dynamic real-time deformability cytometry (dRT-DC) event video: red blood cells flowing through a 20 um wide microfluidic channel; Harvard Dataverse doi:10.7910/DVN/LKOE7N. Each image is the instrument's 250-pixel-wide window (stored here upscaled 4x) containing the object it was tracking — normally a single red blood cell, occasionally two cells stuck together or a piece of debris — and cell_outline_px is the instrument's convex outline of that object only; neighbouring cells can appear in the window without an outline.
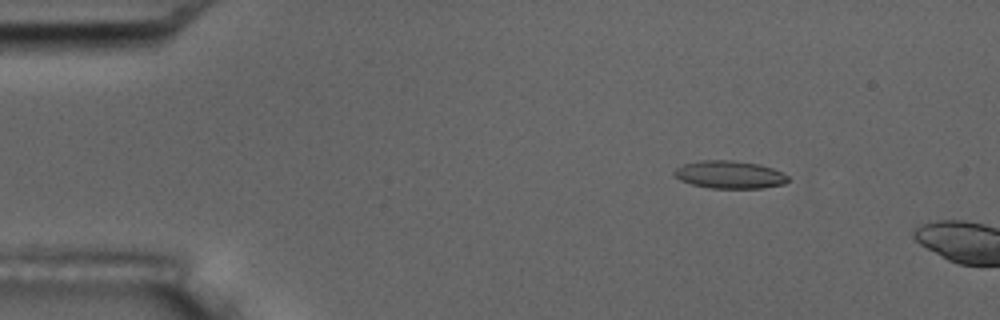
{"species": "common noctule bat (a hibernating species)", "species_latin": "Nyctalus noctula", "temperature_condition": "room temperature", "stored_images_in_passage": 3, "camera_frame_rate_fps": 3000, "um_per_image_px": 0.085, "animal": {"sex": "male", "body_mass_g": 17.5, "forearm_length_mm": 52.3}, "frame": {"image": 1, "passage_image": 2, "time_ms": 1.333, "image_size_px": [1000, 320], "cell_outline_px": [[788, 180], [784, 184], [764, 188], [712, 188], [692, 184], [680, 180], [672, 172], [676, 168], [684, 164], [700, 160], [732, 160], [760, 164], [772, 168], [788, 176]], "centroid_in_image_um": [62.01, 14.84], "position_along_channel_um": 23.0, "area_um2": 18.32}}